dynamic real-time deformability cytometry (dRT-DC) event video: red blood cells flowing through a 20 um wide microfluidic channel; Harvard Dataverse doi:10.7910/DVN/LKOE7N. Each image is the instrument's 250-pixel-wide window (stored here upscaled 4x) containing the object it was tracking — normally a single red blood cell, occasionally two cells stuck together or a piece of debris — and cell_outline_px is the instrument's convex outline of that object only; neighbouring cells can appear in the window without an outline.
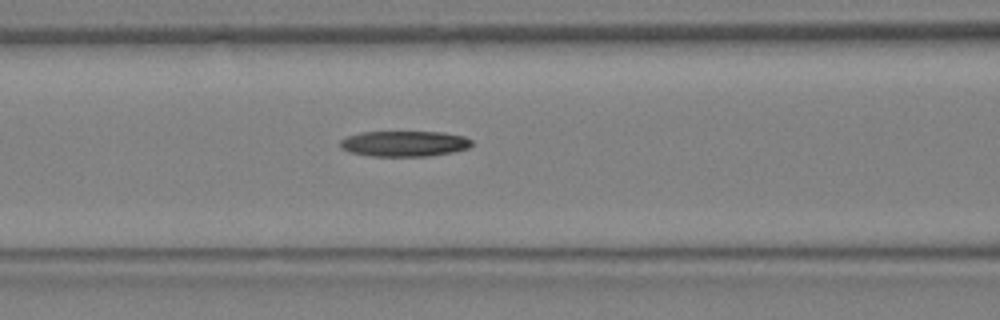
{"species": "Egyptian fruit bat (a non-hibernating species)", "species_latin": "Rousettus aegyptiacus", "temperature_condition": "warm", "stored_images_in_passage": 7, "segment_of_instrument_passage": [1, 2], "camera_frame_rate_fps": 3000, "um_per_image_px": 0.085, "animal": {"sex": "female"}, "frame": {"image": 1, "passage_image": 4, "time_ms": 1.0, "image_size_px": [1000, 320], "cell_outline_px": [[472, 144], [468, 148], [452, 152], [428, 156], [372, 156], [352, 152], [340, 148], [340, 140], [348, 136], [360, 132], [444, 132], [464, 136], [472, 140]], "centroid_in_image_um": [34.38, 12.2], "position_along_channel_um": 132.2, "area_um2": 19.59}}
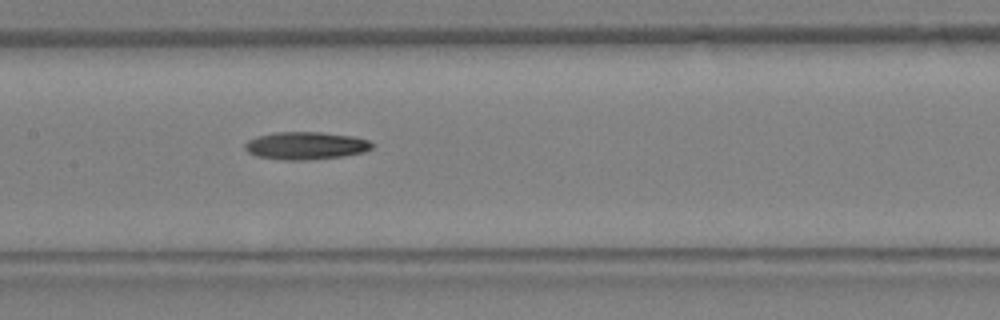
{"frame": {"image": 2, "passage_image": 6, "time_ms": 1.667, "image_size_px": [1000, 320], "cell_outline_px": [[372, 148], [364, 152], [344, 156], [304, 160], [284, 160], [256, 156], [248, 152], [244, 148], [244, 144], [248, 140], [260, 136], [276, 132], [320, 132], [352, 136], [368, 140], [372, 144]], "centroid_in_image_um": [25.98, 12.38], "position_along_channel_um": 181.4, "area_um2": 20.35}}